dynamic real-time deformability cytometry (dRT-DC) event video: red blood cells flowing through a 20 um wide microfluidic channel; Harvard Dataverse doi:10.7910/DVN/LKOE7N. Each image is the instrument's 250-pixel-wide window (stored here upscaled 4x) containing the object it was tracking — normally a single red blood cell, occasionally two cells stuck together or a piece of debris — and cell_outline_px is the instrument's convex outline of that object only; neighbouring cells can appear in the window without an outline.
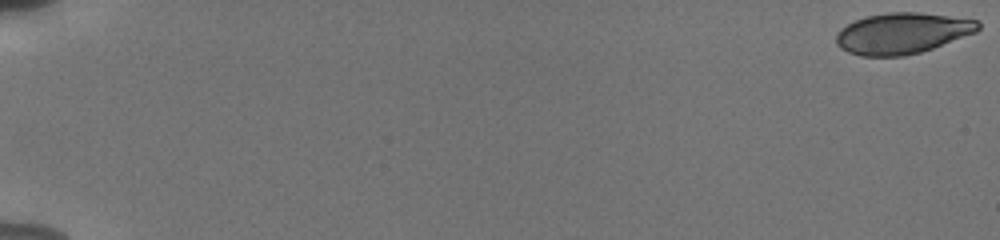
{"species": "human", "species_latin": "Homo sapiens", "temperature_condition": "cold", "stored_images_in_passage": 56, "camera_frame_rate_fps": 3000, "um_per_image_px": 0.085, "donor": {"sex": "male"}, "frame": {"image": 1, "passage_image": 1, "time_ms": 0.0, "image_size_px": [1000, 240], "cell_outline_px": [[980, 28], [976, 32], [932, 48], [920, 52], [904, 56], [860, 56], [848, 52], [840, 48], [836, 44], [836, 32], [840, 28], [856, 20], [868, 16], [888, 12], [920, 12], [976, 20], [980, 24]], "centroid_in_image_um": [76.65, 2.83], "position_along_channel_um": 8.3, "area_um2": 33.76}}
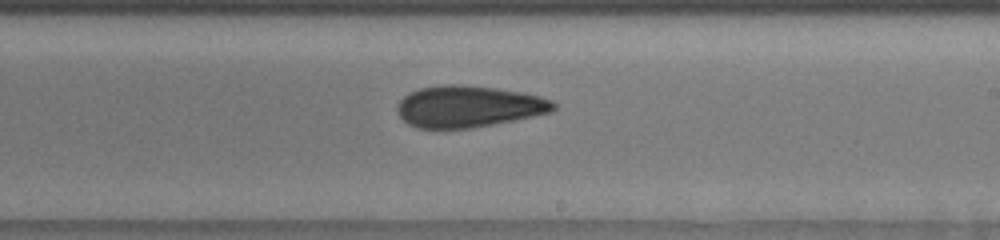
{"frame": {"image": 2, "passage_image": 36, "time_ms": 11.667, "image_size_px": [1000, 240], "cell_outline_px": [[556, 108], [552, 112], [472, 128], [416, 128], [408, 124], [400, 116], [396, 108], [396, 104], [408, 92], [420, 88], [444, 84], [460, 84], [496, 88], [520, 92], [540, 96], [552, 100], [556, 104]], "centroid_in_image_um": [39.8, 9.04], "position_along_channel_um": 249.2, "area_um2": 37.86}}
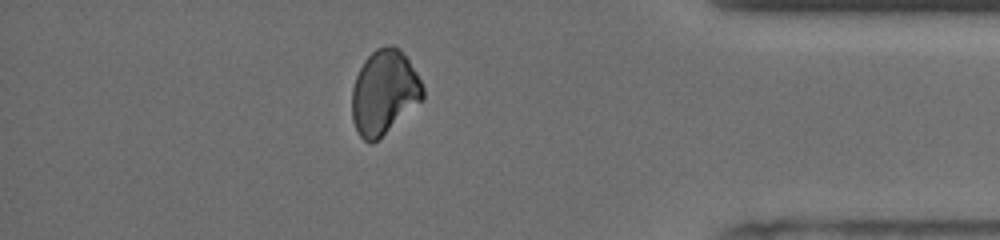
{"frame": {"image": 3, "passage_image": 50, "time_ms": 16.333, "image_size_px": [1000, 240], "cell_outline_px": [[424, 96], [420, 100], [372, 144], [368, 144], [356, 132], [352, 120], [352, 88], [356, 76], [364, 60], [376, 48], [388, 44], [392, 44], [400, 48], [416, 72], [424, 88]], "centroid_in_image_um": [32.61, 7.81], "position_along_channel_um": 402.6, "area_um2": 34.45}, "authors_computed_cell_mechanics": {"area_um2": 36.3562, "velocity_mm_per_s": 3.8078, "shape_relaxation_time_tau1_ms": null, "shape_relaxation_time_tau2_ms": 3.6947, "deformation_change_tau1": null, "deformation_change_tau2": 0.0786}}